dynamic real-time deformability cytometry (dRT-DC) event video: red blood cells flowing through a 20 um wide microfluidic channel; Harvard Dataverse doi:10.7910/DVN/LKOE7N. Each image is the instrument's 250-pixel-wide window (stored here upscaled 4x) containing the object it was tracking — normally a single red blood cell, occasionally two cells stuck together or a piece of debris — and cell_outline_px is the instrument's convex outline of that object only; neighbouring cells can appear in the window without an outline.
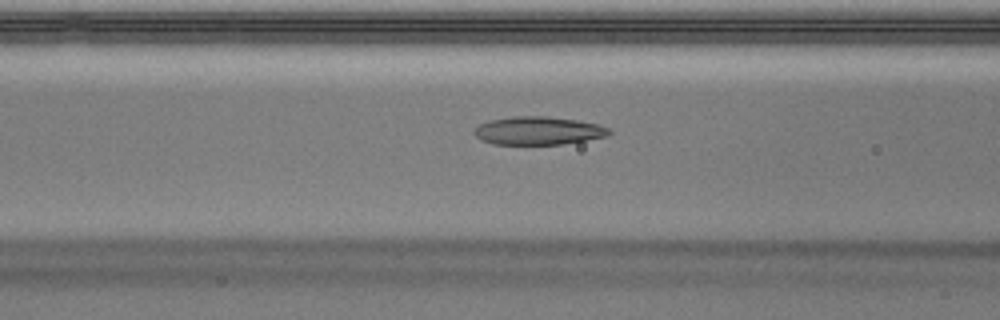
{"species": "Egyptian fruit bat (a non-hibernating species)", "species_latin": "Rousettus aegyptiacus", "temperature_condition": "warm", "stored_images_in_passage": 44, "camera_frame_rate_fps": 3000, "um_per_image_px": 0.085, "animal": {"sex": "male"}, "frame": {"image": 1, "passage_image": 20, "time_ms": 6.333, "image_size_px": [1000, 320], "cell_outline_px": [[612, 132], [604, 136], [584, 140], [560, 144], [492, 144], [480, 140], [472, 132], [480, 124], [488, 120], [512, 116], [548, 116], [576, 120], [596, 124], [608, 128]], "centroid_in_image_um": [45.68, 11.1], "position_along_channel_um": 120.9, "area_um2": 21.96}}
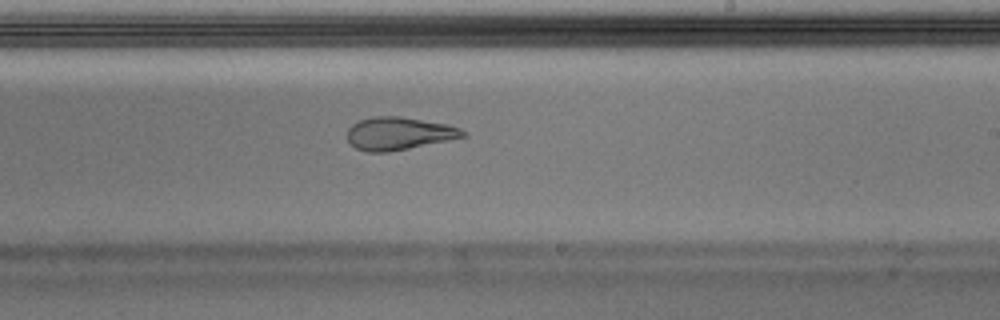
{"frame": {"image": 2, "passage_image": 30, "time_ms": 9.667, "image_size_px": [1000, 320], "cell_outline_px": [[468, 136], [388, 152], [368, 152], [356, 148], [348, 140], [348, 128], [352, 124], [360, 120], [376, 116], [400, 116], [448, 124], [460, 128]], "centroid_in_image_um": [33.9, 11.34], "position_along_channel_um": 255.1, "area_um2": 21.91}}
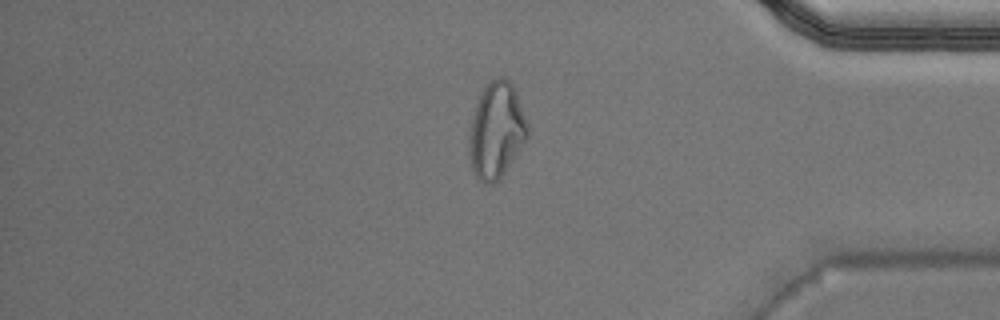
{"frame": {"image": 3, "passage_image": 42, "time_ms": 13.667, "image_size_px": [1000, 320], "cell_outline_px": [[528, 136], [500, 180], [492, 184], [484, 184], [476, 176], [472, 168], [468, 156], [468, 144], [472, 120], [476, 104], [484, 84], [496, 76], [500, 76], [508, 80], [512, 84], [516, 92], [528, 124]], "centroid_in_image_um": [42.18, 11.09], "position_along_channel_um": 393.0, "area_um2": 32.77}}